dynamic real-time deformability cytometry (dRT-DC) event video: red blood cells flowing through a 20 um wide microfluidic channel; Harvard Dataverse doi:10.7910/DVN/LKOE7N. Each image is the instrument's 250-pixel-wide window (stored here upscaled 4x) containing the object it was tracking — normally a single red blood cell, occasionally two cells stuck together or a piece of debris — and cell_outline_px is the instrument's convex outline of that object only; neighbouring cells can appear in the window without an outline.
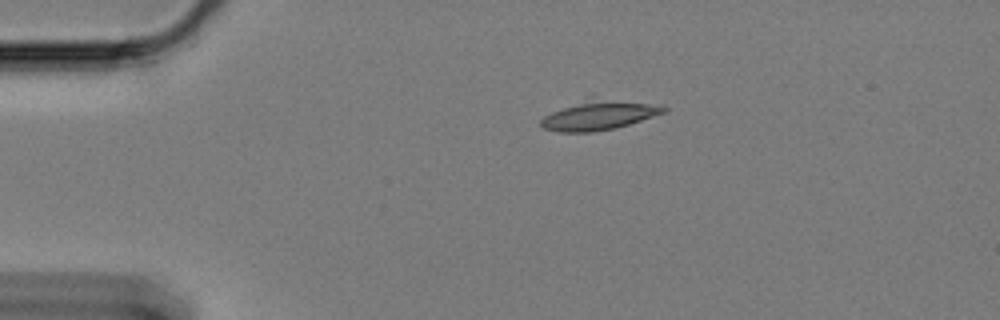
{"species": "Egyptian fruit bat (a non-hibernating species)", "species_latin": "Rousettus aegyptiacus", "temperature_condition": "cold", "stored_images_in_passage": 34, "camera_frame_rate_fps": 3000, "um_per_image_px": 0.085, "animal": {"sex": "female"}, "frame": {"image": 1, "passage_image": 1, "time_ms": 0.0, "image_size_px": [1000, 320], "cell_outline_px": [[668, 108], [664, 112], [616, 128], [592, 132], [560, 132], [544, 128], [540, 124], [540, 120], [544, 116], [552, 112], [592, 96], [648, 104]], "centroid_in_image_um": [50.84, 9.79], "position_along_channel_um": 34.2, "area_um2": 20.69}}
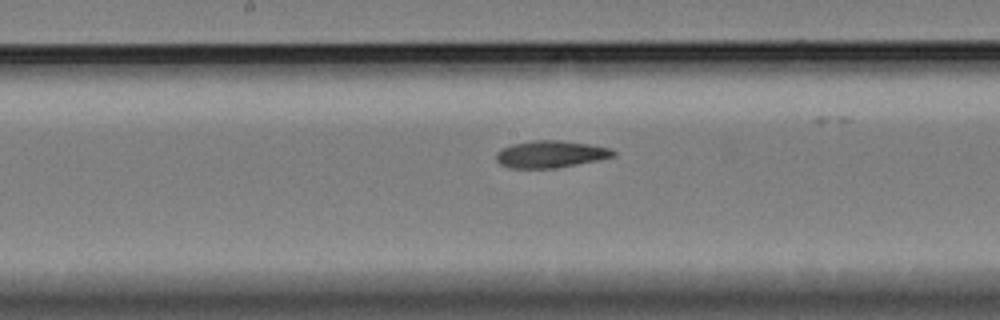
{"frame": {"image": 2, "passage_image": 20, "time_ms": 6.333, "image_size_px": [1000, 320], "cell_outline_px": [[616, 156], [600, 160], [552, 168], [508, 168], [500, 164], [496, 160], [496, 152], [500, 148], [512, 144], [532, 140], [560, 140], [588, 144], [612, 148], [616, 152]], "centroid_in_image_um": [46.79, 13.1], "position_along_channel_um": 201.4, "area_um2": 18.61}}
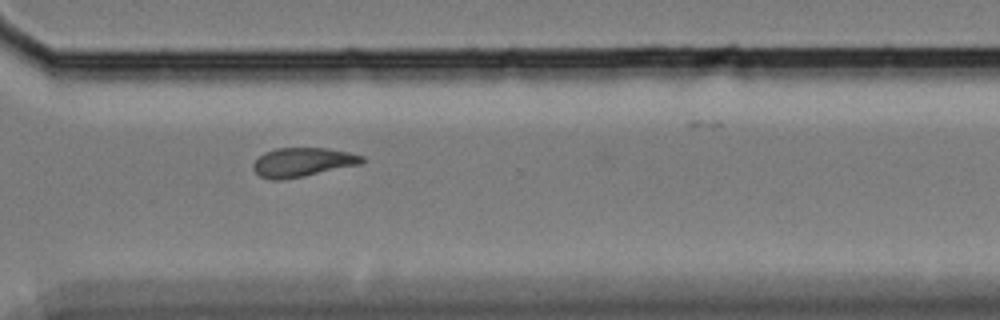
{"frame": {"image": 3, "passage_image": 33, "time_ms": 10.667, "image_size_px": [1000, 320], "cell_outline_px": [[364, 160], [360, 164], [304, 176], [280, 180], [272, 180], [260, 176], [252, 168], [252, 164], [264, 152], [276, 148], [328, 148], [348, 152], [364, 156]], "centroid_in_image_um": [25.7, 13.78], "position_along_channel_um": 344.9, "area_um2": 18.32}}